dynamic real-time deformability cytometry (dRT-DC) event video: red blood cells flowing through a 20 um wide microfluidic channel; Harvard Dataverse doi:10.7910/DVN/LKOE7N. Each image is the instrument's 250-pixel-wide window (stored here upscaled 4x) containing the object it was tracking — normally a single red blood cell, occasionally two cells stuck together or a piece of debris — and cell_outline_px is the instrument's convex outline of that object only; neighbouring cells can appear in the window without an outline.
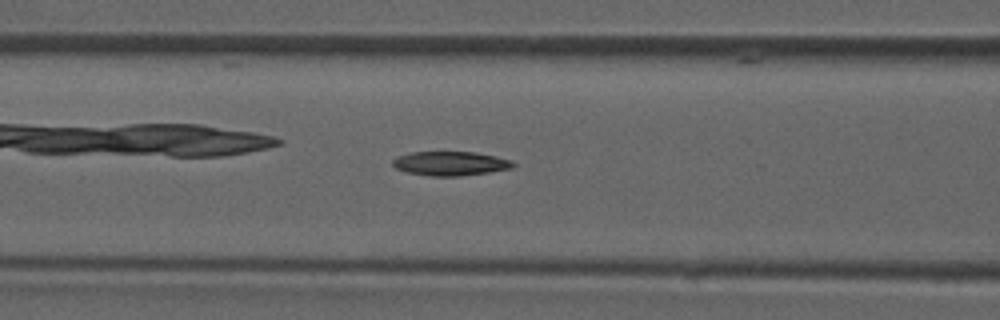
{"species": "common noctule bat (a hibernating species)", "species_latin": "Nyctalus noctula", "temperature_condition": "room temperature", "stored_images_in_passage": 41, "camera_frame_rate_fps": 3000, "um_per_image_px": 0.085, "animal": {"sex": "male", "forearm_length_mm": 52.5}, "frame": {"image": 1, "passage_image": 12, "time_ms": 3.667, "image_size_px": [1000, 320], "cell_outline_px": [[516, 164], [512, 168], [488, 172], [460, 176], [432, 176], [408, 172], [396, 168], [392, 164], [392, 160], [396, 156], [412, 152], [476, 152], [496, 156], [512, 160]], "centroid_in_image_um": [38.29, 13.89], "position_along_channel_um": 128.3, "area_um2": 16.94}}